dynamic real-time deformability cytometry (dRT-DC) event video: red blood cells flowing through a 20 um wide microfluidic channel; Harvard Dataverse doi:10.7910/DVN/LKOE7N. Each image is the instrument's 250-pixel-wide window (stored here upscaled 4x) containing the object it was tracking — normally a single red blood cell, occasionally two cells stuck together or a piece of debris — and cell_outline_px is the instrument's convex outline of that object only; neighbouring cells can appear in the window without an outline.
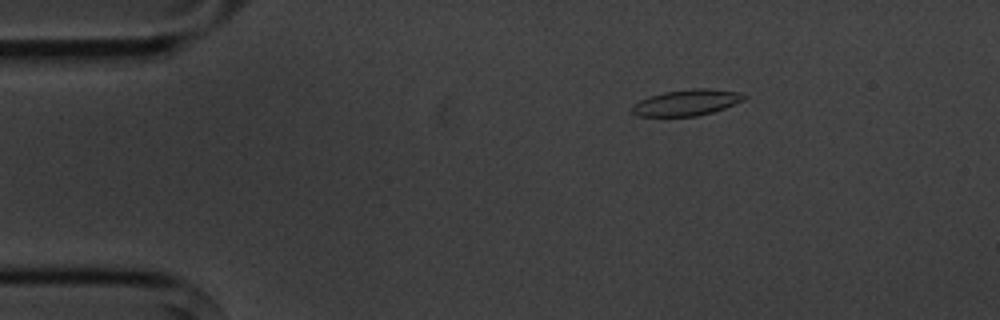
{"species": "common noctule bat (a hibernating species)", "species_latin": "Nyctalus noctula", "temperature_condition": "cold", "stored_images_in_passage": 4, "camera_frame_rate_fps": 3000, "um_per_image_px": 0.085, "animal": {"sex": "male", "body_mass_g": 20.1, "forearm_length_mm": 53.5}, "frame": {"image": 1, "passage_image": 3, "time_ms": 2.333, "image_size_px": [1000, 320], "cell_outline_px": [[748, 96], [744, 100], [724, 108], [712, 112], [696, 116], [636, 116], [632, 112], [632, 104], [640, 100], [664, 92], [692, 88], [708, 88], [736, 92]], "centroid_in_image_um": [58.35, 8.72], "position_along_channel_um": 26.6, "area_um2": 16.88}}